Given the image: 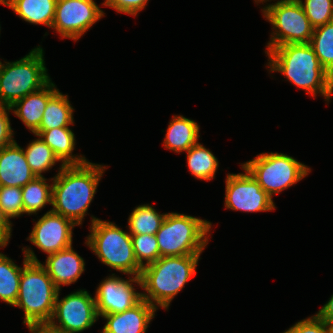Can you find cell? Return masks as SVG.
Returning <instances> with one entry per match:
<instances>
[{
  "mask_svg": "<svg viewBox=\"0 0 333 333\" xmlns=\"http://www.w3.org/2000/svg\"><path fill=\"white\" fill-rule=\"evenodd\" d=\"M109 276L99 284L94 297L99 316L121 313L131 309L142 300V293L135 292L132 282L141 287L140 277L129 280Z\"/></svg>",
  "mask_w": 333,
  "mask_h": 333,
  "instance_id": "4fadbf2b",
  "label": "cell"
},
{
  "mask_svg": "<svg viewBox=\"0 0 333 333\" xmlns=\"http://www.w3.org/2000/svg\"><path fill=\"white\" fill-rule=\"evenodd\" d=\"M264 17L274 26L275 33L267 51L284 44L310 43L314 27L299 0H281L263 8Z\"/></svg>",
  "mask_w": 333,
  "mask_h": 333,
  "instance_id": "9c48e42d",
  "label": "cell"
},
{
  "mask_svg": "<svg viewBox=\"0 0 333 333\" xmlns=\"http://www.w3.org/2000/svg\"><path fill=\"white\" fill-rule=\"evenodd\" d=\"M186 152L188 168L194 177L207 181L215 177V172L218 169V160L211 151L197 143Z\"/></svg>",
  "mask_w": 333,
  "mask_h": 333,
  "instance_id": "cb8c5ba5",
  "label": "cell"
},
{
  "mask_svg": "<svg viewBox=\"0 0 333 333\" xmlns=\"http://www.w3.org/2000/svg\"><path fill=\"white\" fill-rule=\"evenodd\" d=\"M21 273V267L0 253V299L13 306L19 294Z\"/></svg>",
  "mask_w": 333,
  "mask_h": 333,
  "instance_id": "d4e9b609",
  "label": "cell"
},
{
  "mask_svg": "<svg viewBox=\"0 0 333 333\" xmlns=\"http://www.w3.org/2000/svg\"><path fill=\"white\" fill-rule=\"evenodd\" d=\"M56 2L57 0H8L6 6L26 22L52 27Z\"/></svg>",
  "mask_w": 333,
  "mask_h": 333,
  "instance_id": "44dd1931",
  "label": "cell"
},
{
  "mask_svg": "<svg viewBox=\"0 0 333 333\" xmlns=\"http://www.w3.org/2000/svg\"><path fill=\"white\" fill-rule=\"evenodd\" d=\"M272 198L304 178L310 169L283 153H262L242 164Z\"/></svg>",
  "mask_w": 333,
  "mask_h": 333,
  "instance_id": "ba28073f",
  "label": "cell"
},
{
  "mask_svg": "<svg viewBox=\"0 0 333 333\" xmlns=\"http://www.w3.org/2000/svg\"><path fill=\"white\" fill-rule=\"evenodd\" d=\"M73 110L69 103L68 95H63L57 91L48 100L41 124L37 130H50L72 125L74 123Z\"/></svg>",
  "mask_w": 333,
  "mask_h": 333,
  "instance_id": "7402d4cb",
  "label": "cell"
},
{
  "mask_svg": "<svg viewBox=\"0 0 333 333\" xmlns=\"http://www.w3.org/2000/svg\"><path fill=\"white\" fill-rule=\"evenodd\" d=\"M166 214H160L151 205H139L130 214L128 228L131 235H155L161 227Z\"/></svg>",
  "mask_w": 333,
  "mask_h": 333,
  "instance_id": "603a6c76",
  "label": "cell"
},
{
  "mask_svg": "<svg viewBox=\"0 0 333 333\" xmlns=\"http://www.w3.org/2000/svg\"><path fill=\"white\" fill-rule=\"evenodd\" d=\"M156 310V307L142 299L131 309L102 315L101 317L107 320L102 333H146Z\"/></svg>",
  "mask_w": 333,
  "mask_h": 333,
  "instance_id": "9a60e30c",
  "label": "cell"
},
{
  "mask_svg": "<svg viewBox=\"0 0 333 333\" xmlns=\"http://www.w3.org/2000/svg\"><path fill=\"white\" fill-rule=\"evenodd\" d=\"M0 207L8 219L19 217L23 214L22 188L0 186Z\"/></svg>",
  "mask_w": 333,
  "mask_h": 333,
  "instance_id": "4dcf8cb0",
  "label": "cell"
},
{
  "mask_svg": "<svg viewBox=\"0 0 333 333\" xmlns=\"http://www.w3.org/2000/svg\"><path fill=\"white\" fill-rule=\"evenodd\" d=\"M27 162L36 177H43L41 174L52 168L56 161H60L52 149L39 137L28 144L24 150Z\"/></svg>",
  "mask_w": 333,
  "mask_h": 333,
  "instance_id": "83f0119b",
  "label": "cell"
},
{
  "mask_svg": "<svg viewBox=\"0 0 333 333\" xmlns=\"http://www.w3.org/2000/svg\"><path fill=\"white\" fill-rule=\"evenodd\" d=\"M105 169L89 161L81 165L62 164L58 174L51 178V211L81 225Z\"/></svg>",
  "mask_w": 333,
  "mask_h": 333,
  "instance_id": "6da1fadb",
  "label": "cell"
},
{
  "mask_svg": "<svg viewBox=\"0 0 333 333\" xmlns=\"http://www.w3.org/2000/svg\"><path fill=\"white\" fill-rule=\"evenodd\" d=\"M136 261L141 267L159 259V247L156 235H131ZM143 260H146L144 264Z\"/></svg>",
  "mask_w": 333,
  "mask_h": 333,
  "instance_id": "f1b7e54d",
  "label": "cell"
},
{
  "mask_svg": "<svg viewBox=\"0 0 333 333\" xmlns=\"http://www.w3.org/2000/svg\"><path fill=\"white\" fill-rule=\"evenodd\" d=\"M10 110L8 106L0 105V149L15 141L8 116Z\"/></svg>",
  "mask_w": 333,
  "mask_h": 333,
  "instance_id": "836d02e7",
  "label": "cell"
},
{
  "mask_svg": "<svg viewBox=\"0 0 333 333\" xmlns=\"http://www.w3.org/2000/svg\"><path fill=\"white\" fill-rule=\"evenodd\" d=\"M48 275L60 290L61 285H70L85 271V262L73 249L72 245L47 256L45 266Z\"/></svg>",
  "mask_w": 333,
  "mask_h": 333,
  "instance_id": "e0dca14e",
  "label": "cell"
},
{
  "mask_svg": "<svg viewBox=\"0 0 333 333\" xmlns=\"http://www.w3.org/2000/svg\"><path fill=\"white\" fill-rule=\"evenodd\" d=\"M12 223L0 207V246H7L11 237Z\"/></svg>",
  "mask_w": 333,
  "mask_h": 333,
  "instance_id": "e575fe53",
  "label": "cell"
},
{
  "mask_svg": "<svg viewBox=\"0 0 333 333\" xmlns=\"http://www.w3.org/2000/svg\"><path fill=\"white\" fill-rule=\"evenodd\" d=\"M7 2H8V0H0V4H3L5 6H6Z\"/></svg>",
  "mask_w": 333,
  "mask_h": 333,
  "instance_id": "ab89813d",
  "label": "cell"
},
{
  "mask_svg": "<svg viewBox=\"0 0 333 333\" xmlns=\"http://www.w3.org/2000/svg\"><path fill=\"white\" fill-rule=\"evenodd\" d=\"M327 324L333 322V295L330 300L316 314Z\"/></svg>",
  "mask_w": 333,
  "mask_h": 333,
  "instance_id": "8d00e7d4",
  "label": "cell"
},
{
  "mask_svg": "<svg viewBox=\"0 0 333 333\" xmlns=\"http://www.w3.org/2000/svg\"><path fill=\"white\" fill-rule=\"evenodd\" d=\"M33 134L40 137L55 153L64 165H81L87 162L81 155H72L75 146V135L69 127H58L50 130H36Z\"/></svg>",
  "mask_w": 333,
  "mask_h": 333,
  "instance_id": "d6986e66",
  "label": "cell"
},
{
  "mask_svg": "<svg viewBox=\"0 0 333 333\" xmlns=\"http://www.w3.org/2000/svg\"><path fill=\"white\" fill-rule=\"evenodd\" d=\"M44 177H36L22 187L24 213L35 214L47 203L52 204V187Z\"/></svg>",
  "mask_w": 333,
  "mask_h": 333,
  "instance_id": "484cf974",
  "label": "cell"
},
{
  "mask_svg": "<svg viewBox=\"0 0 333 333\" xmlns=\"http://www.w3.org/2000/svg\"><path fill=\"white\" fill-rule=\"evenodd\" d=\"M211 222L189 215L167 213L156 238L159 258L200 255L208 244Z\"/></svg>",
  "mask_w": 333,
  "mask_h": 333,
  "instance_id": "52a82bcc",
  "label": "cell"
},
{
  "mask_svg": "<svg viewBox=\"0 0 333 333\" xmlns=\"http://www.w3.org/2000/svg\"><path fill=\"white\" fill-rule=\"evenodd\" d=\"M98 317L95 300L86 290L76 291L61 300L58 291L49 322L64 332L79 333L90 328ZM57 318L60 325L55 322Z\"/></svg>",
  "mask_w": 333,
  "mask_h": 333,
  "instance_id": "30bf717a",
  "label": "cell"
},
{
  "mask_svg": "<svg viewBox=\"0 0 333 333\" xmlns=\"http://www.w3.org/2000/svg\"><path fill=\"white\" fill-rule=\"evenodd\" d=\"M36 176L16 141L0 149V186L23 187Z\"/></svg>",
  "mask_w": 333,
  "mask_h": 333,
  "instance_id": "2e32d148",
  "label": "cell"
},
{
  "mask_svg": "<svg viewBox=\"0 0 333 333\" xmlns=\"http://www.w3.org/2000/svg\"><path fill=\"white\" fill-rule=\"evenodd\" d=\"M266 1H268V0H266ZM255 2L260 3V2H265V0H256Z\"/></svg>",
  "mask_w": 333,
  "mask_h": 333,
  "instance_id": "60d3db41",
  "label": "cell"
},
{
  "mask_svg": "<svg viewBox=\"0 0 333 333\" xmlns=\"http://www.w3.org/2000/svg\"><path fill=\"white\" fill-rule=\"evenodd\" d=\"M310 44L321 66L333 77V20L314 28Z\"/></svg>",
  "mask_w": 333,
  "mask_h": 333,
  "instance_id": "4316f807",
  "label": "cell"
},
{
  "mask_svg": "<svg viewBox=\"0 0 333 333\" xmlns=\"http://www.w3.org/2000/svg\"><path fill=\"white\" fill-rule=\"evenodd\" d=\"M26 325L31 333H65L50 322H34Z\"/></svg>",
  "mask_w": 333,
  "mask_h": 333,
  "instance_id": "d590c367",
  "label": "cell"
},
{
  "mask_svg": "<svg viewBox=\"0 0 333 333\" xmlns=\"http://www.w3.org/2000/svg\"><path fill=\"white\" fill-rule=\"evenodd\" d=\"M76 224L53 211H48L35 223L28 238L48 255L72 245V228Z\"/></svg>",
  "mask_w": 333,
  "mask_h": 333,
  "instance_id": "5bb4252c",
  "label": "cell"
},
{
  "mask_svg": "<svg viewBox=\"0 0 333 333\" xmlns=\"http://www.w3.org/2000/svg\"><path fill=\"white\" fill-rule=\"evenodd\" d=\"M148 0H105L104 6L115 9L118 13H126L136 16L139 11L145 8Z\"/></svg>",
  "mask_w": 333,
  "mask_h": 333,
  "instance_id": "1f68e13d",
  "label": "cell"
},
{
  "mask_svg": "<svg viewBox=\"0 0 333 333\" xmlns=\"http://www.w3.org/2000/svg\"><path fill=\"white\" fill-rule=\"evenodd\" d=\"M311 25L316 28L333 20V0H299Z\"/></svg>",
  "mask_w": 333,
  "mask_h": 333,
  "instance_id": "f546056e",
  "label": "cell"
},
{
  "mask_svg": "<svg viewBox=\"0 0 333 333\" xmlns=\"http://www.w3.org/2000/svg\"><path fill=\"white\" fill-rule=\"evenodd\" d=\"M200 255L166 256L142 267L140 274L142 299L152 306L168 309L174 296L196 274ZM156 304H155V303Z\"/></svg>",
  "mask_w": 333,
  "mask_h": 333,
  "instance_id": "3957f363",
  "label": "cell"
},
{
  "mask_svg": "<svg viewBox=\"0 0 333 333\" xmlns=\"http://www.w3.org/2000/svg\"><path fill=\"white\" fill-rule=\"evenodd\" d=\"M283 333H297V331H296V324L293 325L291 328H289L287 331H285Z\"/></svg>",
  "mask_w": 333,
  "mask_h": 333,
  "instance_id": "74e56055",
  "label": "cell"
},
{
  "mask_svg": "<svg viewBox=\"0 0 333 333\" xmlns=\"http://www.w3.org/2000/svg\"><path fill=\"white\" fill-rule=\"evenodd\" d=\"M245 174H228L226 177L225 207L244 212L271 211L275 209L272 198L257 180L242 166Z\"/></svg>",
  "mask_w": 333,
  "mask_h": 333,
  "instance_id": "7c38bea8",
  "label": "cell"
},
{
  "mask_svg": "<svg viewBox=\"0 0 333 333\" xmlns=\"http://www.w3.org/2000/svg\"><path fill=\"white\" fill-rule=\"evenodd\" d=\"M43 56V49L39 46L20 60L0 62V105L11 107L51 81Z\"/></svg>",
  "mask_w": 333,
  "mask_h": 333,
  "instance_id": "5b68a950",
  "label": "cell"
},
{
  "mask_svg": "<svg viewBox=\"0 0 333 333\" xmlns=\"http://www.w3.org/2000/svg\"><path fill=\"white\" fill-rule=\"evenodd\" d=\"M91 222L86 244L101 262L117 271L140 277L142 267L134 256L131 234L112 222L93 216Z\"/></svg>",
  "mask_w": 333,
  "mask_h": 333,
  "instance_id": "8992f818",
  "label": "cell"
},
{
  "mask_svg": "<svg viewBox=\"0 0 333 333\" xmlns=\"http://www.w3.org/2000/svg\"><path fill=\"white\" fill-rule=\"evenodd\" d=\"M265 52L271 72L284 74L291 83L313 97L321 93L327 101L330 100L333 77L321 66L310 43L284 44Z\"/></svg>",
  "mask_w": 333,
  "mask_h": 333,
  "instance_id": "7a4b0ae2",
  "label": "cell"
},
{
  "mask_svg": "<svg viewBox=\"0 0 333 333\" xmlns=\"http://www.w3.org/2000/svg\"><path fill=\"white\" fill-rule=\"evenodd\" d=\"M297 333H330L328 324L317 315L296 323Z\"/></svg>",
  "mask_w": 333,
  "mask_h": 333,
  "instance_id": "d6a6232c",
  "label": "cell"
},
{
  "mask_svg": "<svg viewBox=\"0 0 333 333\" xmlns=\"http://www.w3.org/2000/svg\"><path fill=\"white\" fill-rule=\"evenodd\" d=\"M24 257L19 294L14 306L24 310V324L49 322L60 290L30 248H25Z\"/></svg>",
  "mask_w": 333,
  "mask_h": 333,
  "instance_id": "277c9868",
  "label": "cell"
},
{
  "mask_svg": "<svg viewBox=\"0 0 333 333\" xmlns=\"http://www.w3.org/2000/svg\"><path fill=\"white\" fill-rule=\"evenodd\" d=\"M330 333H333V322L328 323Z\"/></svg>",
  "mask_w": 333,
  "mask_h": 333,
  "instance_id": "f35d334b",
  "label": "cell"
},
{
  "mask_svg": "<svg viewBox=\"0 0 333 333\" xmlns=\"http://www.w3.org/2000/svg\"><path fill=\"white\" fill-rule=\"evenodd\" d=\"M103 16L94 0H57L51 28L76 41Z\"/></svg>",
  "mask_w": 333,
  "mask_h": 333,
  "instance_id": "8fae6325",
  "label": "cell"
},
{
  "mask_svg": "<svg viewBox=\"0 0 333 333\" xmlns=\"http://www.w3.org/2000/svg\"><path fill=\"white\" fill-rule=\"evenodd\" d=\"M199 137V125L195 121L176 115L169 123L164 147L180 153L196 145Z\"/></svg>",
  "mask_w": 333,
  "mask_h": 333,
  "instance_id": "ffe728a7",
  "label": "cell"
},
{
  "mask_svg": "<svg viewBox=\"0 0 333 333\" xmlns=\"http://www.w3.org/2000/svg\"><path fill=\"white\" fill-rule=\"evenodd\" d=\"M58 91L51 81L41 90L16 101L10 109L32 133L40 126L48 100Z\"/></svg>",
  "mask_w": 333,
  "mask_h": 333,
  "instance_id": "ac0fdd59",
  "label": "cell"
}]
</instances>
